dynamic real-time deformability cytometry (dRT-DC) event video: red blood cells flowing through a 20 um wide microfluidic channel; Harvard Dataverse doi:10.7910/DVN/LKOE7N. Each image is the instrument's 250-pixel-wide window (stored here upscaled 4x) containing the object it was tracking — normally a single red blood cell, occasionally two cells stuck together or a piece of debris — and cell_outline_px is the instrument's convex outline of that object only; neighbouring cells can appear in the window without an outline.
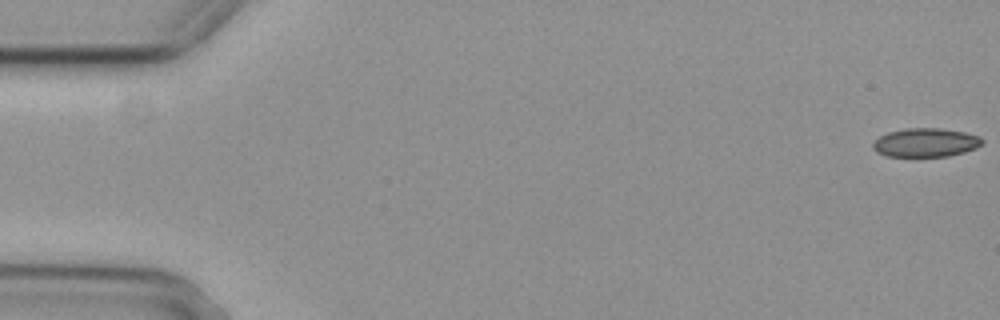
{"species": "common noctule bat (a hibernating species)", "species_latin": "Nyctalus noctula", "temperature_condition": "cold", "stored_images_in_passage": 4, "camera_frame_rate_fps": 3000, "um_per_image_px": 0.085, "animal": {"sex": "female", "body_mass_g": 29.2, "forearm_length_mm": 56.3}, "frame": {"image": 1, "passage_image": 1, "time_ms": 0.0, "image_size_px": [1000, 320], "cell_outline_px": [[984, 140], [976, 148], [964, 152], [948, 156], [888, 156], [876, 152], [872, 148], [872, 144], [880, 136], [888, 132], [904, 128], [940, 128], [964, 132], [980, 136]], "centroid_in_image_um": [78.67, 12.11], "position_along_channel_um": 6.3, "area_um2": 18.26}}